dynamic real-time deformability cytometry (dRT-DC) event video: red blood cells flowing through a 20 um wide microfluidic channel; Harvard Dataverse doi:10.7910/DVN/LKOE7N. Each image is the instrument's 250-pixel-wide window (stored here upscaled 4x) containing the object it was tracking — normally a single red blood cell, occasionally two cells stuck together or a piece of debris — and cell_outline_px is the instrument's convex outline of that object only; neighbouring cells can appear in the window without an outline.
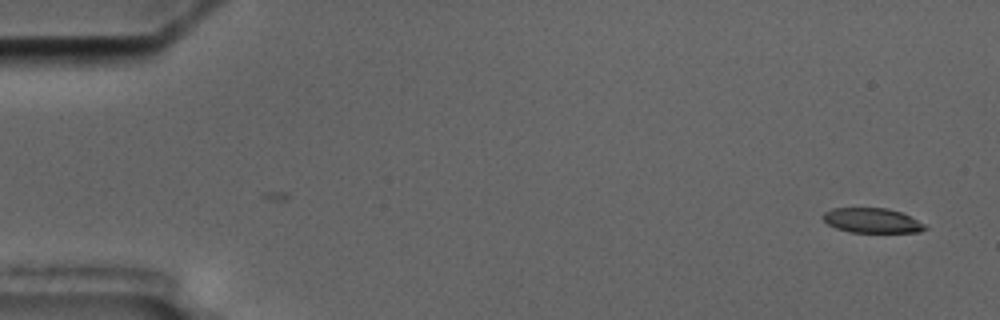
{"species": "common noctule bat (a hibernating species)", "species_latin": "Nyctalus noctula", "temperature_condition": "cold", "stored_images_in_passage": 2, "camera_frame_rate_fps": 3000, "um_per_image_px": 0.085, "animal": {"sex": "male", "body_mass_g": 17.5, "forearm_length_mm": 52.3}, "frame": {"image": 1, "passage_image": 2, "time_ms": 1.667, "image_size_px": [1000, 320], "cell_outline_px": [[928, 228], [920, 232], [852, 232], [836, 228], [828, 224], [820, 216], [824, 212], [832, 208], [888, 208], [900, 212], [928, 224]], "centroid_in_image_um": [74.15, 18.74], "position_along_channel_um": 10.9, "area_um2": 14.85}}